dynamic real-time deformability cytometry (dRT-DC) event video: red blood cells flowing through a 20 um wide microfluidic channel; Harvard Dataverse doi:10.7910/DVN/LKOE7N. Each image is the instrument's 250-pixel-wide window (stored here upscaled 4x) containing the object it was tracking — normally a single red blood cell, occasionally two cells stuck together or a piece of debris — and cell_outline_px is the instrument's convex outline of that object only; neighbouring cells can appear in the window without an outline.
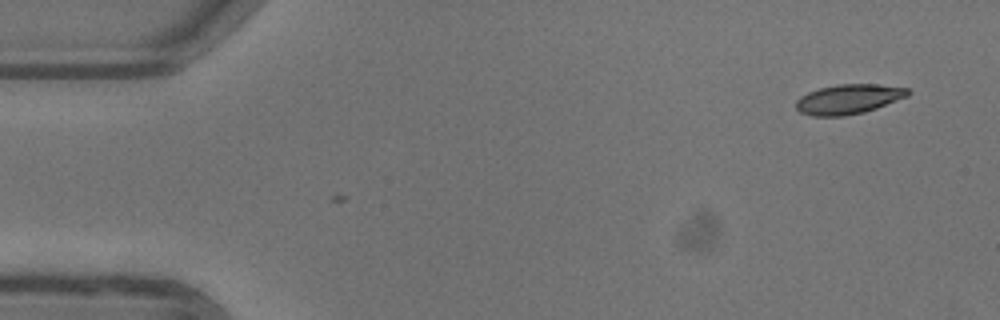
{"species": "common noctule bat (a hibernating species)", "species_latin": "Nyctalus noctula", "temperature_condition": "warm", "stored_images_in_passage": 2, "camera_frame_rate_fps": 3000, "um_per_image_px": 0.085, "animal": {"sex": "female"}, "frame": {"image": 1, "passage_image": 2, "time_ms": 0.333, "image_size_px": [1000, 320], "cell_outline_px": [[912, 92], [908, 96], [876, 108], [864, 112], [844, 116], [812, 116], [800, 112], [796, 108], [796, 100], [800, 96], [808, 92], [820, 88], [836, 84], [876, 84], [908, 88]], "centroid_in_image_um": [72.12, 8.42], "position_along_channel_um": 12.9, "area_um2": 19.42}}